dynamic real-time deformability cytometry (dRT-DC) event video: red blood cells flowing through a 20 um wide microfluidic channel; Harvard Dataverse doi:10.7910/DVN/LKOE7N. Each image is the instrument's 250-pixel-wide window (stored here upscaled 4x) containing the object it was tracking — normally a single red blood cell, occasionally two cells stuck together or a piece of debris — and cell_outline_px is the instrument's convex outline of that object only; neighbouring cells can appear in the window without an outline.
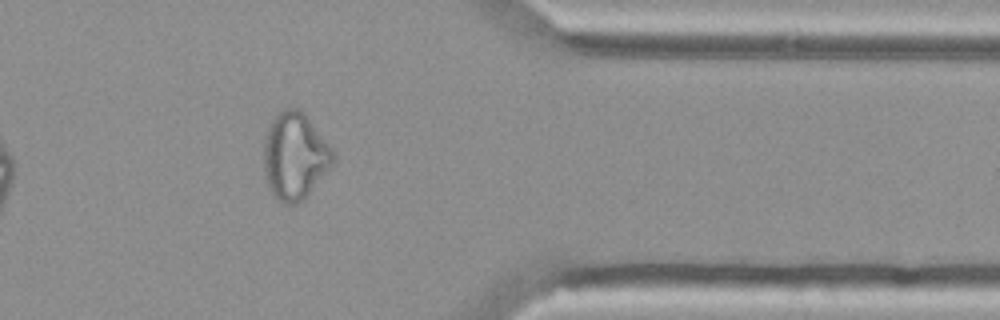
{"species": "Egyptian fruit bat (a non-hibernating species)", "species_latin": "Rousettus aegyptiacus", "temperature_condition": "cold", "stored_images_in_passage": 39, "camera_frame_rate_fps": 3000, "um_per_image_px": 0.085, "animal": {"sex": "female"}, "frame": {"image": 1, "passage_image": 34, "time_ms": 11.0, "image_size_px": [1000, 320], "cell_outline_px": [[336, 160], [308, 192], [296, 204], [284, 204], [276, 200], [272, 196], [268, 188], [264, 172], [264, 136], [272, 120], [284, 108], [300, 108], [304, 112], [332, 148], [336, 156]], "centroid_in_image_um": [25.04, 13.25], "position_along_channel_um": 386.4, "area_um2": 34.97}}